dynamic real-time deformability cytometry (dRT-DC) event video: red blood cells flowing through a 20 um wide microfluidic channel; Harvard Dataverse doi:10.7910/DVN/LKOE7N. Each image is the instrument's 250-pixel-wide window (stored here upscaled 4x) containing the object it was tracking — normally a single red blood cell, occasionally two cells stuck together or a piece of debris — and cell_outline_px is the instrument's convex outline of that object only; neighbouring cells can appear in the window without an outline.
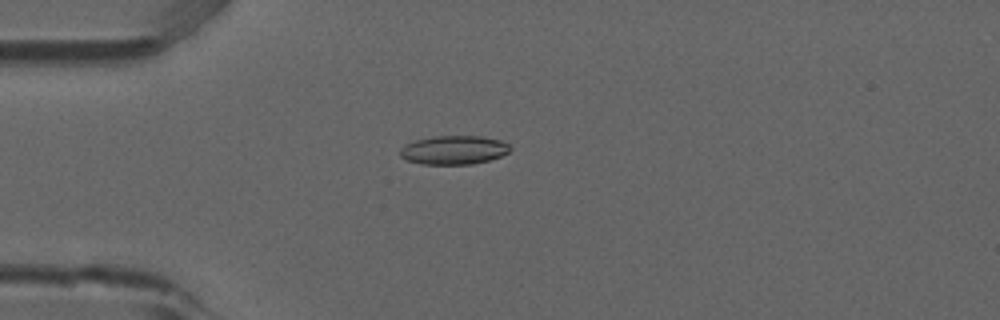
{"species": "common noctule bat (a hibernating species)", "species_latin": "Nyctalus noctula", "temperature_condition": "room temperature", "stored_images_in_passage": 53, "camera_frame_rate_fps": 3000, "um_per_image_px": 0.085, "animal": {"sex": "male", "forearm_length_mm": 52.5}, "frame": {"image": 1, "passage_image": 14, "time_ms": 4.333, "image_size_px": [1000, 320], "cell_outline_px": [[512, 148], [508, 152], [500, 156], [488, 160], [472, 164], [420, 164], [408, 160], [400, 156], [400, 148], [404, 144], [416, 140], [436, 136], [480, 136], [500, 140], [508, 144]], "centroid_in_image_um": [38.56, 12.75], "position_along_channel_um": 46.4, "area_um2": 18.38}}
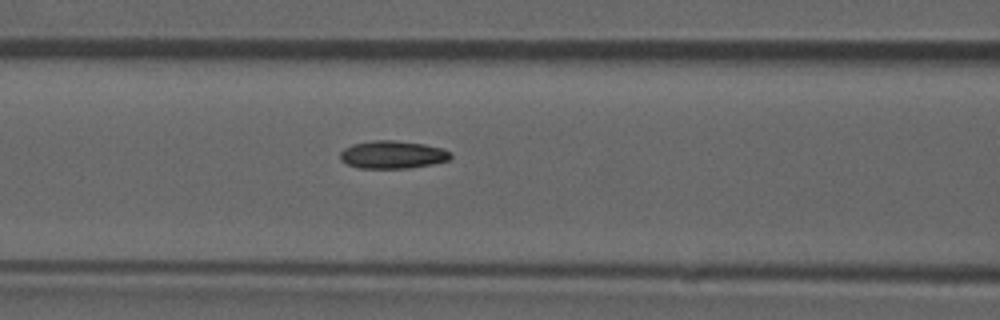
{"frame": {"image": 2, "passage_image": 22, "time_ms": 7.0, "image_size_px": [1000, 320], "cell_outline_px": [[452, 156], [448, 160], [432, 164], [408, 168], [360, 168], [348, 164], [340, 160], [340, 152], [344, 148], [352, 144], [372, 140], [392, 140], [424, 144], [440, 148], [452, 152]], "centroid_in_image_um": [33.35, 13.14], "position_along_channel_um": 133.2, "area_um2": 17.86}}
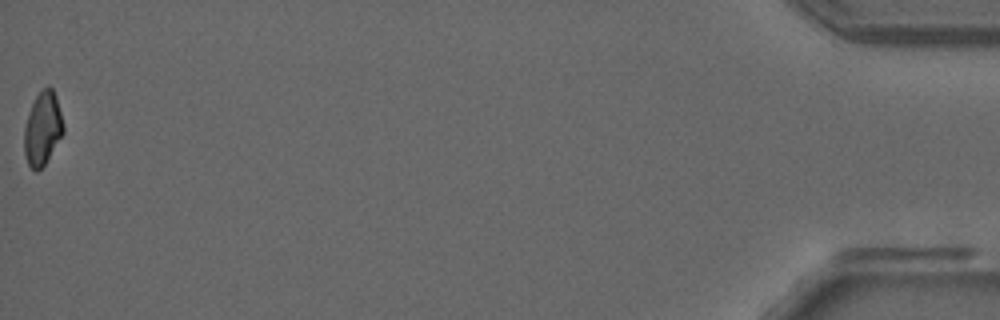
{"frame": {"image": 3, "passage_image": 53, "time_ms": 17.333, "image_size_px": [1000, 320], "cell_outline_px": [[64, 132], [44, 164], [36, 172], [28, 164], [24, 152], [24, 128], [28, 112], [36, 96], [48, 84], [52, 88], [56, 96], [64, 124]], "centroid_in_image_um": [3.62, 10.9], "position_along_channel_um": 431.6, "area_um2": 16.59}, "authors_computed_cell_mechanics": {"area_um2": 17.7446, "velocity_mm_per_s": 3.8802, "shape_relaxation_time_tau1_ms": null, "shape_relaxation_time_tau2_ms": 2.3891, "deformation_change_tau1": null, "deformation_change_tau2": 0.072}}